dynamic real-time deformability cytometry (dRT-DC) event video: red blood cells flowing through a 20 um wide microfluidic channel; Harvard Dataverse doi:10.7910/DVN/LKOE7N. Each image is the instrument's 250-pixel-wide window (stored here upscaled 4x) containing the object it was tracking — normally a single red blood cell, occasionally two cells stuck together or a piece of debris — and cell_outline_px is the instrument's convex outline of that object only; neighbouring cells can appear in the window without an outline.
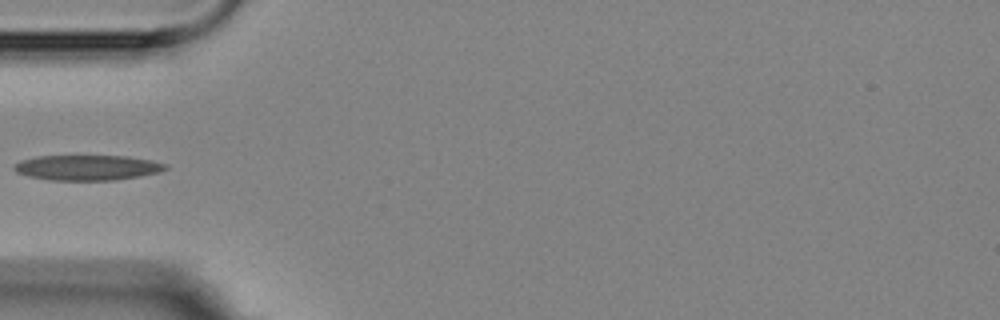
{"species": "Egyptian fruit bat (a non-hibernating species)", "species_latin": "Rousettus aegyptiacus", "temperature_condition": "room temperature", "stored_images_in_passage": 1, "camera_frame_rate_fps": 3000, "um_per_image_px": 0.085, "animal": {"sex": "female"}, "frame": {"image": 1, "passage_image": 1, "time_ms": 0.0, "image_size_px": [1000, 320], "cell_outline_px": [[168, 168], [160, 172], [140, 176], [112, 180], [48, 180], [28, 176], [16, 172], [12, 168], [20, 160], [36, 156], [128, 156], [152, 160], [168, 164]], "centroid_in_image_um": [7.43, 14.24], "position_along_channel_um": 77.6, "area_um2": 22.37}}